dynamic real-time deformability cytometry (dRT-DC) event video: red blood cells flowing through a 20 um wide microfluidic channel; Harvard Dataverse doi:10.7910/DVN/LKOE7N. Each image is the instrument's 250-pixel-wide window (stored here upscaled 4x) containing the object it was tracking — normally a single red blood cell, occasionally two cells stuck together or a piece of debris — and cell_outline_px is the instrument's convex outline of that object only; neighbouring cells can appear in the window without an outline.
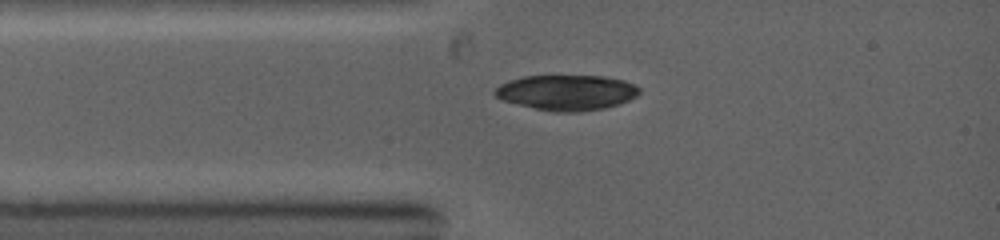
{"species": "common noctule bat (a hibernating species)", "species_latin": "Nyctalus noctula", "temperature_condition": "warm", "stored_images_in_passage": 5, "camera_frame_rate_fps": 5000, "um_per_image_px": 0.085, "animal": {"sex": "female", "body_mass_g": 19.0, "forearm_length_mm": 53.3}, "frame": {"image": 1, "passage_image": 1, "time_ms": 0.0, "image_size_px": [1000, 240], "cell_outline_px": [[640, 92], [636, 96], [620, 104], [604, 108], [576, 112], [552, 112], [500, 100], [492, 92], [500, 84], [508, 80], [524, 76], [604, 76], [624, 80], [640, 88]], "centroid_in_image_um": [48.14, 7.86], "position_along_channel_um": 36.9, "area_um2": 29.82}}